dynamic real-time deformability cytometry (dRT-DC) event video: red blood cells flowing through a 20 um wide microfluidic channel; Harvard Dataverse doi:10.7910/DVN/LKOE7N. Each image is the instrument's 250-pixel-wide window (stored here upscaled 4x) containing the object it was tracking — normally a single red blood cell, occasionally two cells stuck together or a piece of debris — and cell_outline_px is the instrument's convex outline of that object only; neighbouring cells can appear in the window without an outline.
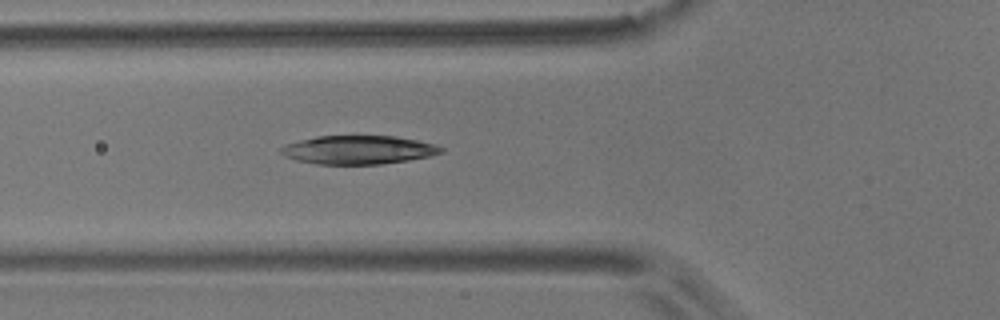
{"species": "common noctule bat (a hibernating species)", "species_latin": "Nyctalus noctula", "temperature_condition": "room temperature", "stored_images_in_passage": 5, "camera_frame_rate_fps": 3000, "um_per_image_px": 0.085, "animal": {"sex": "male", "body_mass_g": 17.9}, "frame": {"image": 1, "passage_image": 5, "time_ms": 1.333, "image_size_px": [1000, 320], "cell_outline_px": [[444, 152], [432, 156], [408, 160], [380, 164], [316, 164], [296, 160], [280, 152], [280, 148], [284, 144], [316, 136], [396, 136], [436, 144], [444, 148]], "centroid_in_image_um": [30.5, 12.73], "position_along_channel_um": 95.3, "area_um2": 26.7}}